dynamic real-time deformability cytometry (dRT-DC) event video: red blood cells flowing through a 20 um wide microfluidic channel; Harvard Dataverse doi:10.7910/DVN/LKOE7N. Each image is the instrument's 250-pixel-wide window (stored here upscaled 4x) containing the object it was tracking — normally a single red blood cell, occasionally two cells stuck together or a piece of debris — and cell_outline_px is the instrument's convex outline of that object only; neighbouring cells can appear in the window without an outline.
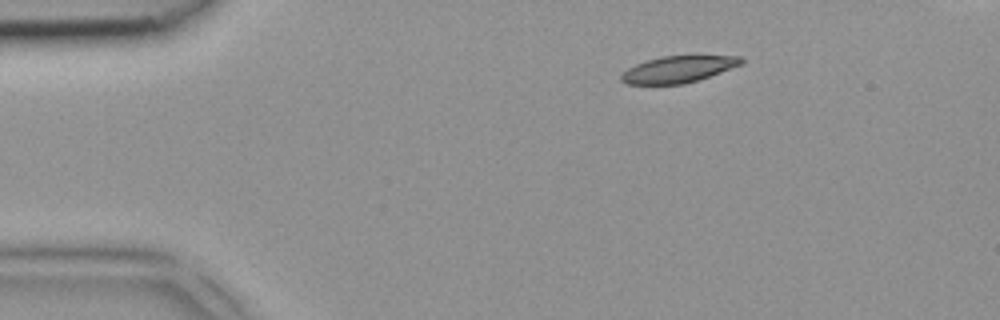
{"species": "common noctule bat (a hibernating species)", "species_latin": "Nyctalus noctula", "temperature_condition": "room temperature", "stored_images_in_passage": 3, "camera_frame_rate_fps": 3000, "um_per_image_px": 0.085, "animal": {"sex": "female", "body_mass_g": 18.4}, "frame": {"image": 1, "passage_image": 1, "time_ms": 0.0, "image_size_px": [1000, 320], "cell_outline_px": [[744, 64], [684, 84], [628, 84], [620, 80], [620, 76], [628, 68], [644, 60], [660, 56], [744, 56]], "centroid_in_image_um": [57.65, 5.88], "position_along_channel_um": 27.4, "area_um2": 18.55}}